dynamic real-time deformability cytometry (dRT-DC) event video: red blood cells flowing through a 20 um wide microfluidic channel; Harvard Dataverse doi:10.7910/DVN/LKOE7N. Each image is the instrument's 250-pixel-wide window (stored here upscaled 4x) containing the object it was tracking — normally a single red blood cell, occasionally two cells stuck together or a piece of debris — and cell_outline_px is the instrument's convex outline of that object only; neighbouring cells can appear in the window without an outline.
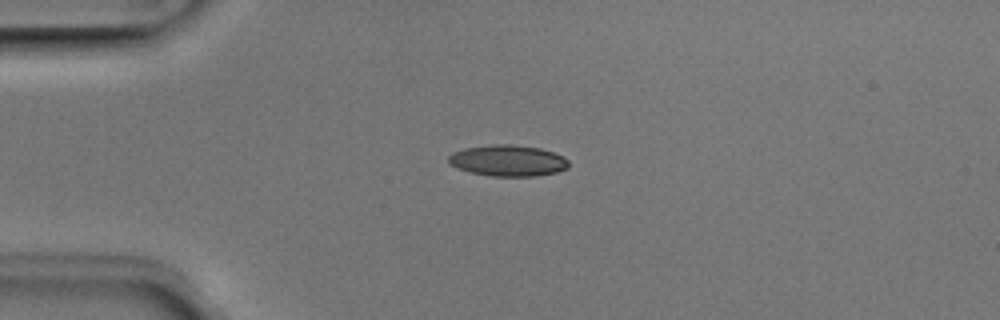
{"species": "Egyptian fruit bat (a non-hibernating species)", "species_latin": "Rousettus aegyptiacus", "temperature_condition": "room temperature", "stored_images_in_passage": 2, "camera_frame_rate_fps": 3000, "um_per_image_px": 0.085, "animal": {"sex": "male"}, "frame": {"image": 1, "passage_image": 1, "time_ms": 0.0, "image_size_px": [1000, 320], "cell_outline_px": [[568, 168], [556, 172], [536, 176], [492, 176], [472, 172], [456, 168], [448, 160], [448, 156], [452, 152], [464, 148], [492, 144], [512, 144], [540, 148], [564, 156], [568, 160]], "centroid_in_image_um": [43.18, 13.64], "position_along_channel_um": 41.8, "area_um2": 21.85}}